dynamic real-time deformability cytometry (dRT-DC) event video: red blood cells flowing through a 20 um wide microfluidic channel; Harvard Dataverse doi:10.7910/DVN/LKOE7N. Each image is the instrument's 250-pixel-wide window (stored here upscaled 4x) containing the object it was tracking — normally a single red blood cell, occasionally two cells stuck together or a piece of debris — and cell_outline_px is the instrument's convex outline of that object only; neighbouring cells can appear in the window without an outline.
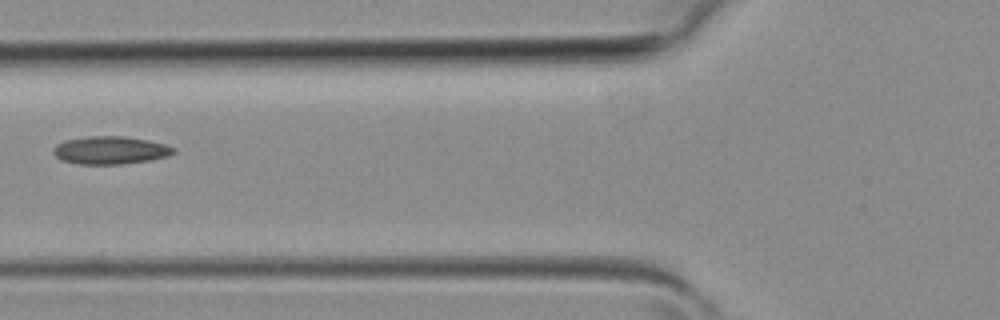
{"species": "common noctule bat (a hibernating species)", "species_latin": "Nyctalus noctula", "temperature_condition": "room temperature", "stored_images_in_passage": 3, "camera_frame_rate_fps": 3000, "um_per_image_px": 0.085, "animal": {"sex": "female", "body_mass_g": 19.3, "forearm_length_mm": 54.1}, "frame": {"image": 1, "passage_image": 3, "time_ms": 0.667, "image_size_px": [1000, 320], "cell_outline_px": [[176, 152], [168, 156], [152, 160], [120, 164], [76, 164], [60, 160], [52, 152], [52, 148], [56, 144], [64, 140], [88, 136], [124, 136], [148, 140], [164, 144], [176, 148]], "centroid_in_image_um": [9.36, 12.77], "position_along_channel_um": 116.4, "area_um2": 19.77}}